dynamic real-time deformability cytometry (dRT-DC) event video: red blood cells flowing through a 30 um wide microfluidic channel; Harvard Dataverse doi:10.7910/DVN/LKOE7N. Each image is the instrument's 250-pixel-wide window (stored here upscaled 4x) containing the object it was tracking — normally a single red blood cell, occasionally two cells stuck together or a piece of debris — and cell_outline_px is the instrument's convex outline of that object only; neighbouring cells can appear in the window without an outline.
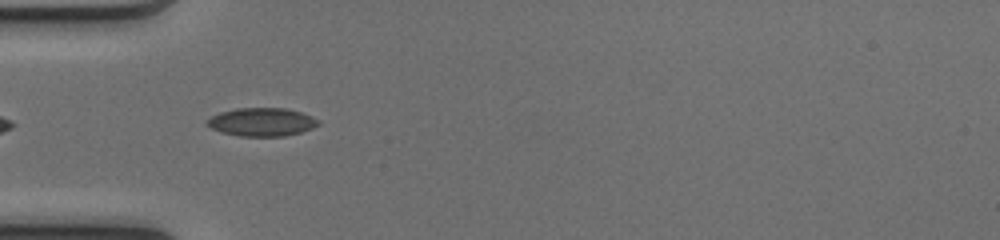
{"species": "common noctule bat (a hibernating species)", "species_latin": "Nyctalus noctula", "temperature_condition": "cold", "stored_images_in_passage": 36, "camera_frame_rate_fps": 3000, "um_per_image_px": 0.085, "animal": {"sex": "female", "body_mass_g": 17.0, "forearm_length_mm": 48.0}, "frame": {"image": 1, "passage_image": 3, "time_ms": 0.667, "image_size_px": [1000, 240], "cell_outline_px": [[320, 124], [312, 128], [300, 132], [284, 136], [240, 136], [220, 132], [204, 124], [212, 116], [220, 112], [236, 108], [284, 108], [300, 112], [312, 116], [320, 120]], "centroid_in_image_um": [22.25, 10.37], "position_along_channel_um": 62.7, "area_um2": 18.32}}
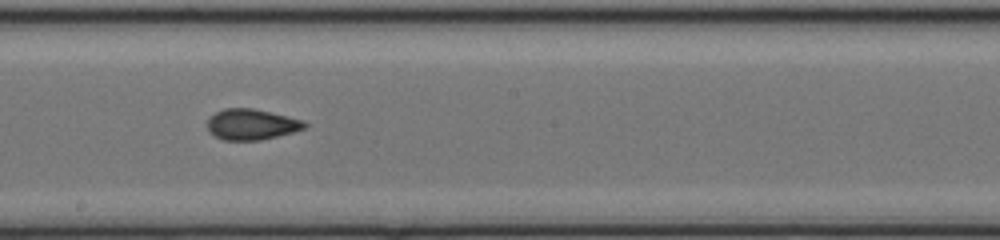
{"frame": {"image": 2, "passage_image": 15, "time_ms": 4.667, "image_size_px": [1000, 240], "cell_outline_px": [[308, 124], [304, 128], [292, 132], [260, 140], [224, 140], [216, 136], [208, 128], [208, 120], [216, 112], [224, 108], [252, 108], [304, 120]], "centroid_in_image_um": [21.39, 10.57], "position_along_channel_um": 226.8, "area_um2": 17.11}}
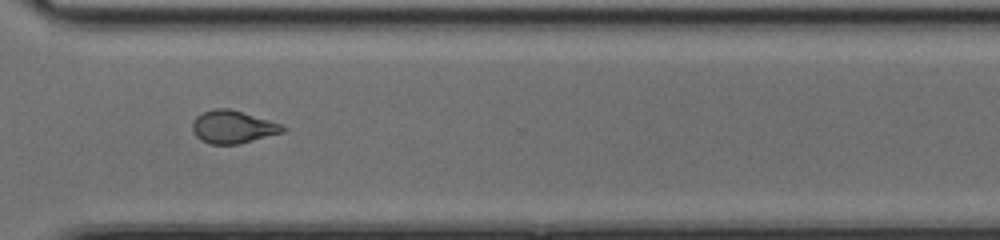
{"frame": {"image": 3, "passage_image": 24, "time_ms": 7.667, "image_size_px": [1000, 240], "cell_outline_px": [[288, 128], [284, 132], [240, 144], [212, 144], [200, 140], [192, 132], [192, 120], [196, 116], [212, 108], [228, 108], [268, 120], [280, 124]], "centroid_in_image_um": [19.76, 10.8], "position_along_channel_um": 350.8, "area_um2": 17.28}, "authors_computed_cell_mechanics": {"area_um2": 17.7446, "velocity_mm_per_s": 4.1454, "shape_relaxation_time_tau1_ms": null, "shape_relaxation_time_tau2_ms": 1.5898, "deformation_change_tau1": null, "deformation_change_tau2": 0.0776}}